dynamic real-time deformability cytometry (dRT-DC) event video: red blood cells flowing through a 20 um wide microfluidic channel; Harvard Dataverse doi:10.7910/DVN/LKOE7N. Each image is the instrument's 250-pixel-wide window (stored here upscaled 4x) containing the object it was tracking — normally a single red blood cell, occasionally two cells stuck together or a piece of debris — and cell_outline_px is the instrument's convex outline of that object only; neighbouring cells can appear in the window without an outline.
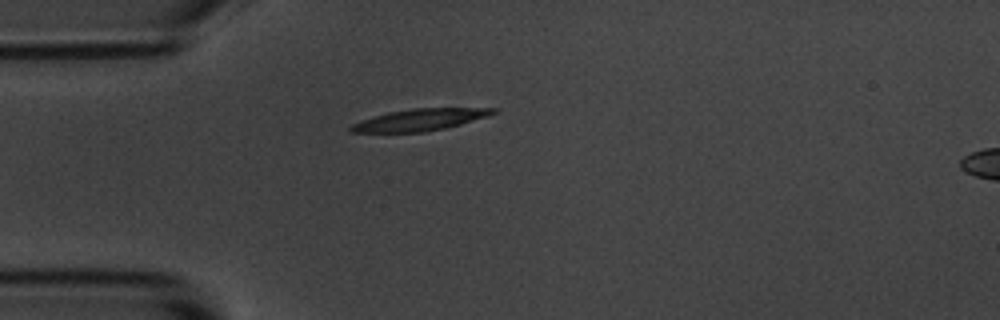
{"species": "common noctule bat (a hibernating species)", "species_latin": "Nyctalus noctula", "temperature_condition": "room temperature", "stored_images_in_passage": 2, "camera_frame_rate_fps": 3000, "um_per_image_px": 0.085, "animal": {"sex": "male", "body_mass_g": 20.1, "forearm_length_mm": 53.5}, "frame": {"image": 1, "passage_image": 1, "time_ms": 0.0, "image_size_px": [1000, 320], "cell_outline_px": [[496, 112], [488, 116], [460, 124], [444, 128], [424, 132], [348, 132], [348, 128], [352, 124], [360, 120], [372, 116], [388, 112], [412, 108], [496, 108]], "centroid_in_image_um": [35.63, 10.18], "position_along_channel_um": 49.4, "area_um2": 17.98}}